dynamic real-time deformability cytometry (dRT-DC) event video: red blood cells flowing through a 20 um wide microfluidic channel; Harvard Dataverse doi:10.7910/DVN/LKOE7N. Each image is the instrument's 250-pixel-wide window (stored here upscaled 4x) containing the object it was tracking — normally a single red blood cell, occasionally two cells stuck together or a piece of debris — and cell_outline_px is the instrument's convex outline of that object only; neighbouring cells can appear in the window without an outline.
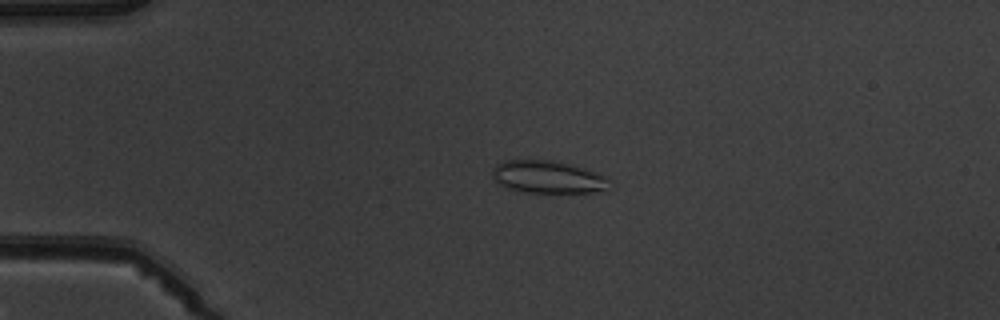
{"species": "common noctule bat (a hibernating species)", "species_latin": "Nyctalus noctula", "temperature_condition": "warm", "stored_images_in_passage": 6, "camera_frame_rate_fps": 3000, "um_per_image_px": 0.085, "animal": {"sex": "male", "body_mass_g": 19.5, "forearm_length_mm": 54.6}, "frame": {"image": 1, "passage_image": 4, "time_ms": 3.333, "image_size_px": [1000, 320], "cell_outline_px": [[612, 188], [608, 192], [524, 192], [508, 188], [500, 184], [492, 176], [492, 168], [496, 164], [504, 160], [552, 160], [572, 164], [608, 176]], "centroid_in_image_um": [46.65, 15.05], "position_along_channel_um": 38.3, "area_um2": 22.6}}